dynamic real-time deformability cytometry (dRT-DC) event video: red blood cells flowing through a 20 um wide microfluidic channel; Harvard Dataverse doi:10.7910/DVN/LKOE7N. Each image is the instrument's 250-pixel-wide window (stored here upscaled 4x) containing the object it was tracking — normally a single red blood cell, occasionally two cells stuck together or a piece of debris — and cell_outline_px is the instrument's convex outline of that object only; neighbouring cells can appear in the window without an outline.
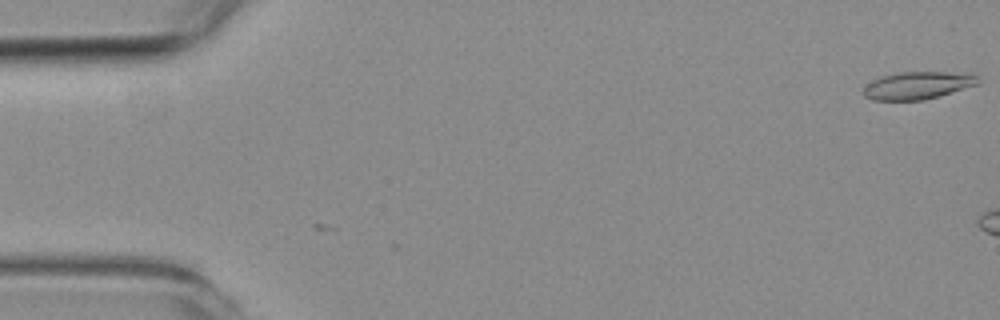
{"species": "common noctule bat (a hibernating species)", "species_latin": "Nyctalus noctula", "temperature_condition": "room temperature", "stored_images_in_passage": 3, "camera_frame_rate_fps": 3000, "um_per_image_px": 0.085, "animal": {"sex": "female", "body_mass_g": 19.3, "forearm_length_mm": 54.1}, "frame": {"image": 1, "passage_image": 3, "time_ms": 0.667, "image_size_px": [1000, 320], "cell_outline_px": [[980, 84], [940, 96], [924, 100], [872, 100], [864, 96], [864, 88], [872, 80], [880, 76], [896, 72], [944, 72], [976, 76], [980, 80]], "centroid_in_image_um": [77.97, 7.27], "position_along_channel_um": 7.0, "area_um2": 18.32}}